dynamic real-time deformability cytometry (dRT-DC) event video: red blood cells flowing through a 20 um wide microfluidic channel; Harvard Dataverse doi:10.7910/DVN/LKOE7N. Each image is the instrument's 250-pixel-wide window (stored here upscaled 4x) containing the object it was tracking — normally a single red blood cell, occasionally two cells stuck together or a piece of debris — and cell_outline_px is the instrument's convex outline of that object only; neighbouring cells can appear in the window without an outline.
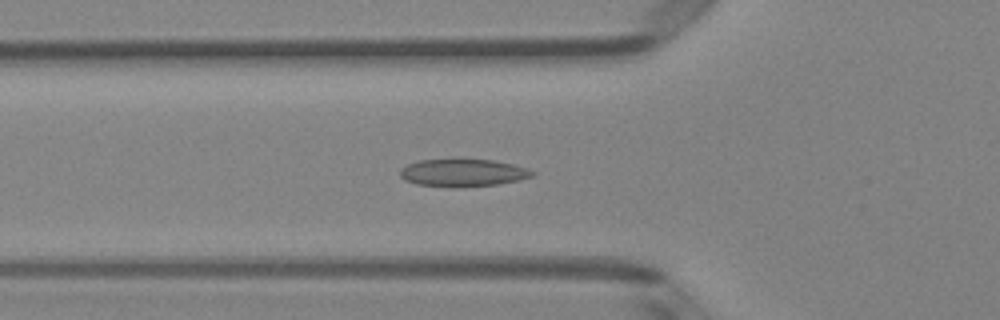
{"species": "Egyptian fruit bat (a non-hibernating species)", "species_latin": "Rousettus aegyptiacus", "temperature_condition": "room temperature", "stored_images_in_passage": 50, "camera_frame_rate_fps": 3000, "um_per_image_px": 0.085, "animal": {"sex": "female"}, "frame": {"image": 1, "passage_image": 18, "time_ms": 5.667, "image_size_px": [1000, 320], "cell_outline_px": [[536, 176], [520, 180], [496, 184], [452, 188], [416, 184], [404, 180], [400, 176], [400, 168], [408, 164], [420, 160], [452, 156], [460, 156], [492, 160], [512, 164], [528, 168], [536, 172]], "centroid_in_image_um": [39.33, 14.64], "position_along_channel_um": 86.5, "area_um2": 22.43}}
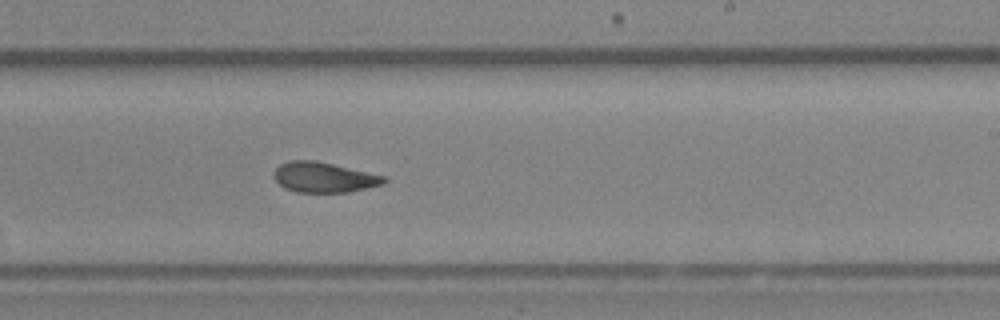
{"frame": {"image": 2, "passage_image": 31, "time_ms": 10.0, "image_size_px": [1000, 320], "cell_outline_px": [[388, 180], [384, 184], [348, 192], [296, 192], [284, 188], [272, 176], [272, 172], [280, 164], [288, 160], [316, 160], [388, 176]], "centroid_in_image_um": [27.54, 15.06], "position_along_channel_um": 261.5, "area_um2": 19.71}}
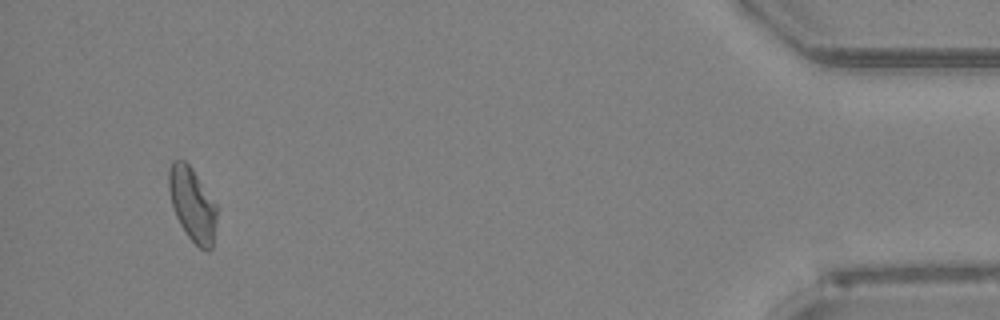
{"frame": {"image": 3, "passage_image": 48, "time_ms": 15.667, "image_size_px": [1000, 320], "cell_outline_px": [[216, 220], [212, 248], [208, 252], [200, 248], [188, 236], [180, 224], [176, 216], [172, 204], [168, 188], [168, 168], [172, 160], [184, 160], [192, 168], [216, 204]], "centroid_in_image_um": [16.33, 17.35], "position_along_channel_um": 418.9, "area_um2": 20.46}, "authors_computed_cell_mechanics": {"area_um2": 20.4612, "velocity_mm_per_s": 4.0634, "shape_relaxation_time_tau1_ms": null, "shape_relaxation_time_tau2_ms": 1.7293, "deformation_change_tau1": null, "deformation_change_tau2": 0.0811}}